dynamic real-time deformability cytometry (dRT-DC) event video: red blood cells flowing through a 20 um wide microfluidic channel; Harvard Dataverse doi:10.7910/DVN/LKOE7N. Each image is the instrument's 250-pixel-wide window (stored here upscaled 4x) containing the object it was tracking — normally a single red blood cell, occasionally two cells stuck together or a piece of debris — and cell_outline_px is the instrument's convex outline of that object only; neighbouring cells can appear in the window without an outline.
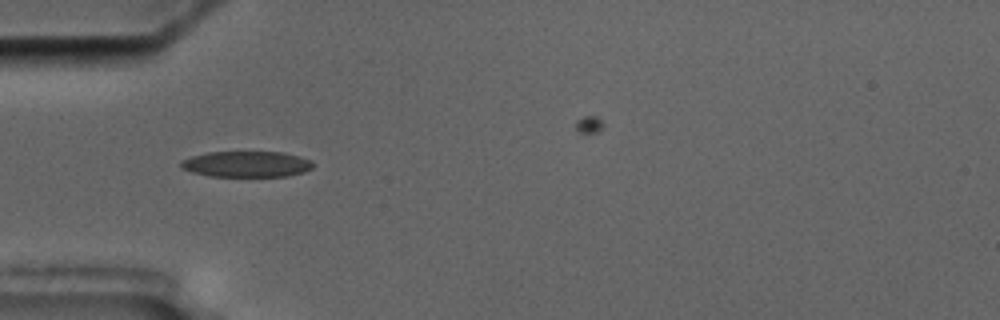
{"species": "common noctule bat (a hibernating species)", "species_latin": "Nyctalus noctula", "temperature_condition": "cold", "stored_images_in_passage": 5, "camera_frame_rate_fps": 3000, "um_per_image_px": 0.085, "animal": {"sex": "male", "body_mass_g": 17.5, "forearm_length_mm": 52.3}, "frame": {"image": 1, "passage_image": 4, "time_ms": 4.333, "image_size_px": [1000, 320], "cell_outline_px": [[312, 168], [304, 172], [288, 176], [208, 176], [192, 172], [180, 168], [180, 160], [192, 156], [208, 152], [284, 152], [300, 156], [312, 160]], "centroid_in_image_um": [20.95, 13.95], "position_along_channel_um": 64.1, "area_um2": 20.06}}